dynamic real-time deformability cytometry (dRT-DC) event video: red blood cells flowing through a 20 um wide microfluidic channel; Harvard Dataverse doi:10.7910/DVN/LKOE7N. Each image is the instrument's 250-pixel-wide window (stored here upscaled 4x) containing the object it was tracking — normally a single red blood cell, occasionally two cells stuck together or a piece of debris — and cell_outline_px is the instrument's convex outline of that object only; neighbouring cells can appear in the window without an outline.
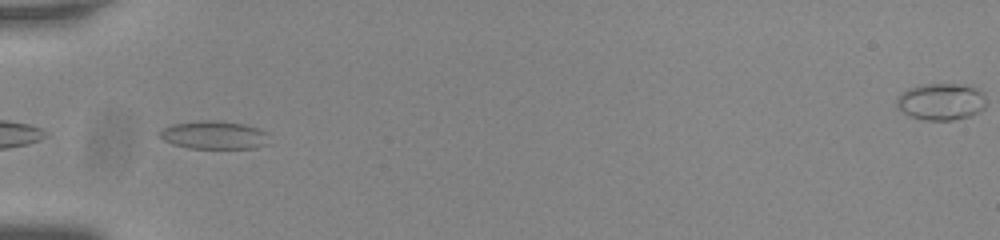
{"species": "common noctule bat (a hibernating species)", "species_latin": "Nyctalus noctula", "temperature_condition": "room temperature", "stored_images_in_passage": 34, "camera_frame_rate_fps": 3000, "um_per_image_px": 0.085, "animal": {"sex": "male", "body_mass_g": 20.0, "forearm_length_mm": 53.3}, "frame": {"image": 1, "passage_image": 1, "time_ms": 0.0, "image_size_px": [1000, 240], "cell_outline_px": [[268, 144], [256, 148], [188, 148], [172, 144], [156, 136], [156, 132], [172, 124], [204, 120], [208, 120], [244, 124], [260, 128], [268, 132]], "centroid_in_image_um": [18.18, 11.48], "position_along_channel_um": 66.8, "area_um2": 18.15}}
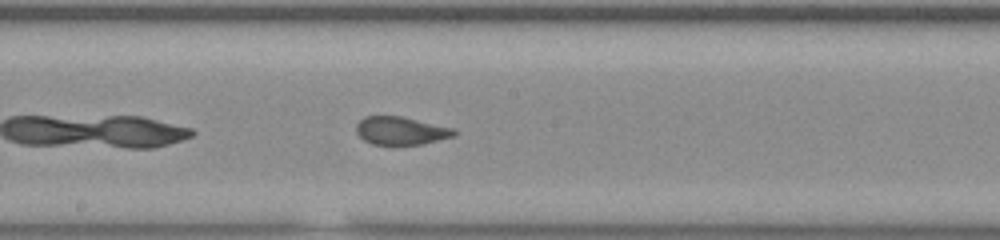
{"frame": {"image": 2, "passage_image": 13, "time_ms": 4.0, "image_size_px": [1000, 240], "cell_outline_px": [[456, 136], [424, 144], [372, 144], [364, 140], [356, 132], [356, 124], [364, 116], [400, 116], [452, 128], [456, 132]], "centroid_in_image_um": [34.06, 11.11], "position_along_channel_um": 214.1, "area_um2": 15.84}}
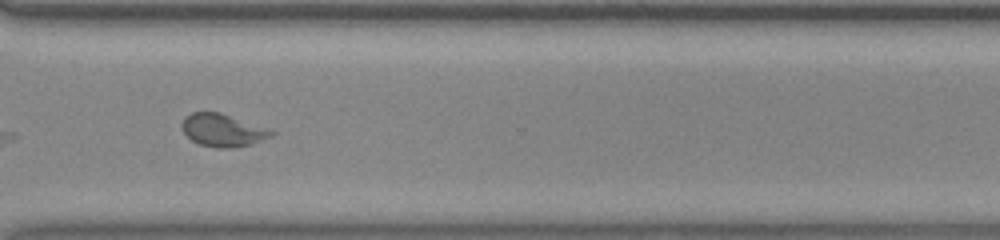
{"frame": {"image": 3, "passage_image": 24, "time_ms": 7.667, "image_size_px": [1000, 240], "cell_outline_px": [[276, 132], [272, 136], [252, 144], [228, 148], [216, 148], [200, 144], [192, 140], [180, 128], [180, 124], [192, 112], [220, 112]], "centroid_in_image_um": [18.91, 11.08], "position_along_channel_um": 351.7, "area_um2": 16.7}, "authors_computed_cell_mechanics": {"area_um2": 16.3574, "velocity_mm_per_s": 3.7489, "shape_relaxation_time_tau1_ms": null, "shape_relaxation_time_tau2_ms": 0.8659, "deformation_change_tau1": null, "deformation_change_tau2": 0.0627}}